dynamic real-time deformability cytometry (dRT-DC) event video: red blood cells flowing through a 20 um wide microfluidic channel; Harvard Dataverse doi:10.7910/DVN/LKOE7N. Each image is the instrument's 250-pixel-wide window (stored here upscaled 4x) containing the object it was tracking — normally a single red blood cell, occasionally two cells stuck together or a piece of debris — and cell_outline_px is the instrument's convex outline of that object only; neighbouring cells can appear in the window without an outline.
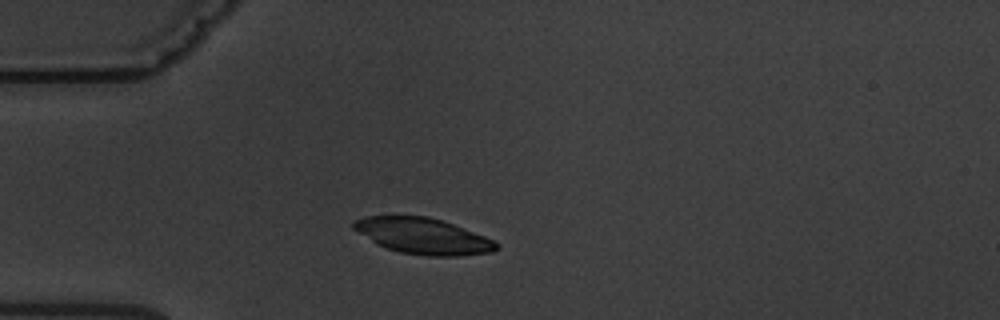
{"species": "common noctule bat (a hibernating species)", "species_latin": "Nyctalus noctula", "temperature_condition": "warm", "stored_images_in_passage": 2, "camera_frame_rate_fps": 3000, "um_per_image_px": 0.085, "animal": {"sex": "male", "body_mass_g": 19.5, "forearm_length_mm": 54.6}, "frame": {"image": 1, "passage_image": 2, "time_ms": 1.333, "image_size_px": [1000, 320], "cell_outline_px": [[500, 248], [492, 252], [456, 256], [428, 256], [400, 252], [384, 248], [376, 244], [352, 228], [352, 224], [356, 220], [364, 216], [428, 216], [444, 220], [484, 236], [500, 244]], "centroid_in_image_um": [35.96, 20.06], "position_along_channel_um": 49.0, "area_um2": 30.0}}